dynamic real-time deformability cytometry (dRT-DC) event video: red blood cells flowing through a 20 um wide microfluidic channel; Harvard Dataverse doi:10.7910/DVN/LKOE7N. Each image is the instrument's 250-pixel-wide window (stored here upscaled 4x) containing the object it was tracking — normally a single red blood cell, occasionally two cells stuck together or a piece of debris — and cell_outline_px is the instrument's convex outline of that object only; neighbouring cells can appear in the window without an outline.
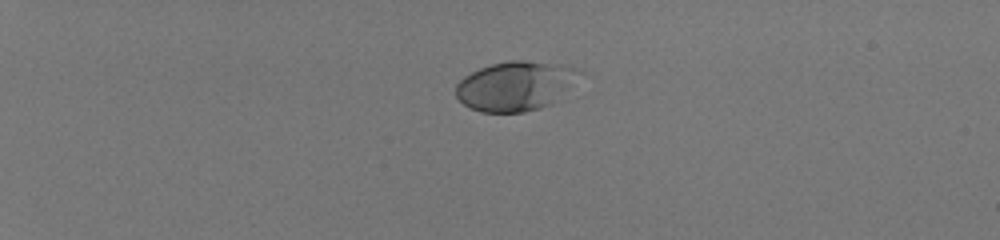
{"species": "human", "species_latin": "Homo sapiens", "temperature_condition": "room temperature", "stored_images_in_passage": 40, "camera_frame_rate_fps": 3000, "um_per_image_px": 0.085, "donor": {"sex": "male"}, "frame": {"image": 1, "passage_image": 1, "time_ms": 0.0, "image_size_px": [1000, 240], "cell_outline_px": [[552, 104], [540, 108], [524, 112], [480, 112], [464, 104], [456, 96], [456, 84], [464, 76], [480, 68], [492, 64], [512, 60], [524, 60], [544, 64], [552, 68]], "centroid_in_image_um": [43.12, 7.42], "position_along_channel_um": 41.9, "area_um2": 30.17}}
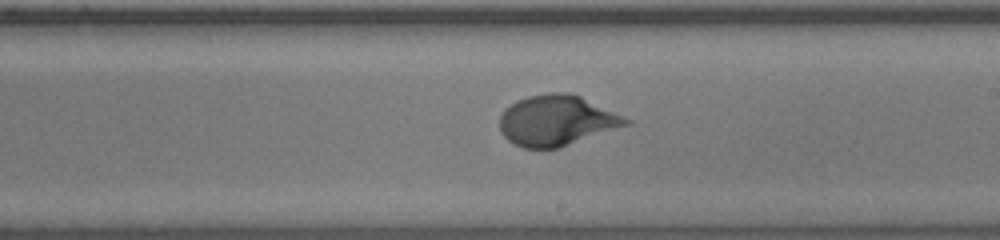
{"frame": {"image": 2, "passage_image": 23, "time_ms": 7.333, "image_size_px": [1000, 240], "cell_outline_px": [[632, 124], [556, 148], [524, 148], [508, 140], [500, 132], [500, 116], [504, 108], [516, 100], [528, 96], [552, 92], [572, 92], [632, 120]], "centroid_in_image_um": [47.31, 10.22], "position_along_channel_um": 241.7, "area_um2": 37.11}}
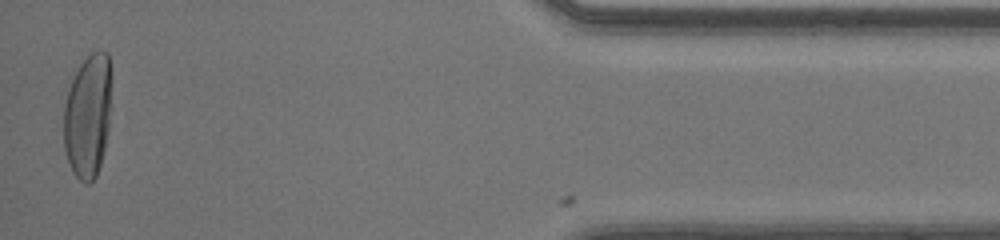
{"frame": {"image": 3, "passage_image": 40, "time_ms": 13.0, "image_size_px": [1000, 240], "cell_outline_px": [[112, 108], [104, 152], [96, 176], [88, 184], [84, 184], [72, 172], [64, 148], [64, 104], [68, 88], [80, 64], [92, 52], [108, 52], [112, 76]], "centroid_in_image_um": [7.5, 9.83], "position_along_channel_um": 427.7, "area_um2": 35.14}, "authors_computed_cell_mechanics": {"area_um2": 34.8823, "velocity_mm_per_s": 4.1143, "shape_relaxation_time_tau1_ms": 5.05, "shape_relaxation_time_tau2_ms": null, "deformation_change_tau1": 0.2383, "deformation_change_tau2": null}}